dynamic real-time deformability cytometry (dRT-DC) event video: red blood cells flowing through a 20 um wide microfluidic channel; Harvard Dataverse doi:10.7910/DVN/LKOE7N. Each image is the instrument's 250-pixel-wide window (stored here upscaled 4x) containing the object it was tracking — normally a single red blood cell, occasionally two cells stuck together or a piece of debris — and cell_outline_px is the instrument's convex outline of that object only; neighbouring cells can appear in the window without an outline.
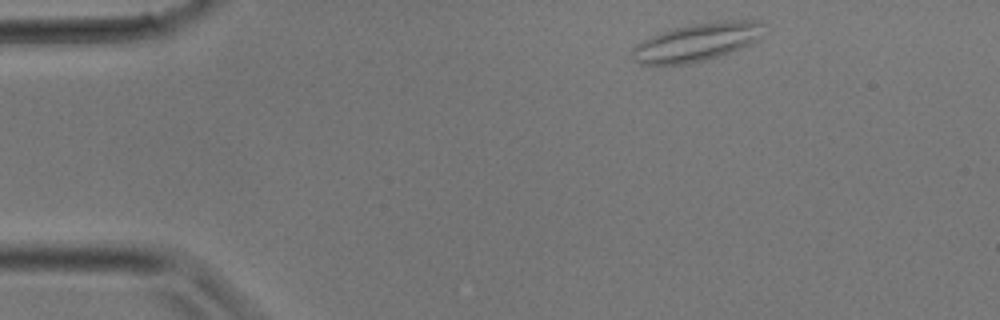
{"species": "common noctule bat (a hibernating species)", "species_latin": "Nyctalus noctula", "temperature_condition": "room temperature", "stored_images_in_passage": 27, "camera_frame_rate_fps": 3000, "um_per_image_px": 0.085, "animal": {"sex": "male", "body_mass_g": 17.9}, "frame": {"image": 1, "passage_image": 1, "time_ms": 0.0, "image_size_px": [1000, 320], "cell_outline_px": [[760, 36], [752, 44], [704, 60], [688, 64], [640, 64], [632, 56], [632, 48], [644, 40], [660, 32], [672, 28], [692, 24], [716, 20], [756, 20], [760, 24]], "centroid_in_image_um": [59.2, 3.57], "position_along_channel_um": 25.8, "area_um2": 28.61}}
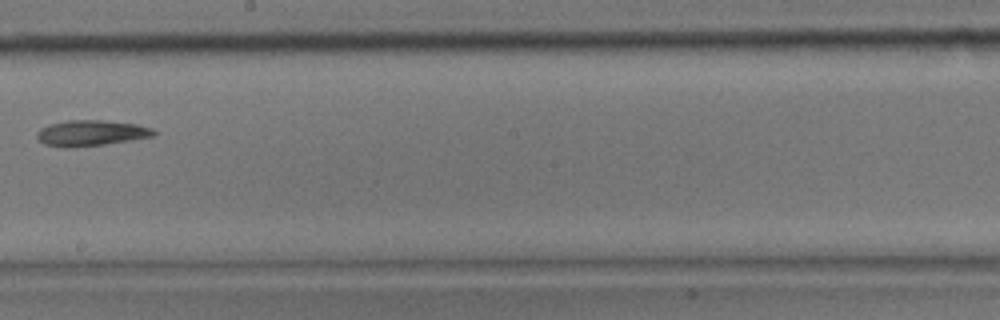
{"frame": {"image": 2, "passage_image": 14, "time_ms": 4.333, "image_size_px": [1000, 320], "cell_outline_px": [[156, 136], [132, 140], [104, 144], [68, 148], [64, 148], [44, 144], [36, 136], [36, 132], [40, 128], [48, 124], [68, 120], [100, 120], [136, 124], [152, 128], [156, 132]], "centroid_in_image_um": [7.73, 11.31], "position_along_channel_um": 240.5, "area_um2": 17.63}}
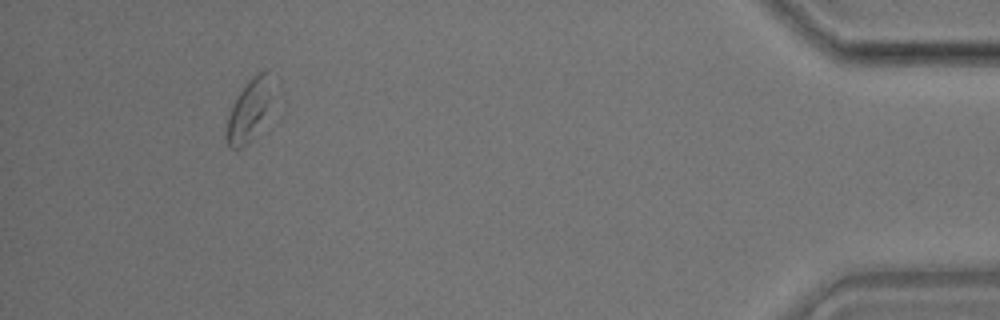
{"frame": {"image": 3, "passage_image": 25, "time_ms": 8.0, "image_size_px": [1000, 320], "cell_outline_px": [[280, 84], [268, 112], [252, 140], [240, 148], [232, 148], [224, 140], [224, 132], [228, 116], [232, 104], [248, 80], [252, 76], [268, 68], [276, 72], [280, 76]], "centroid_in_image_um": [21.34, 9.19], "position_along_channel_um": 413.9, "area_um2": 18.26}}